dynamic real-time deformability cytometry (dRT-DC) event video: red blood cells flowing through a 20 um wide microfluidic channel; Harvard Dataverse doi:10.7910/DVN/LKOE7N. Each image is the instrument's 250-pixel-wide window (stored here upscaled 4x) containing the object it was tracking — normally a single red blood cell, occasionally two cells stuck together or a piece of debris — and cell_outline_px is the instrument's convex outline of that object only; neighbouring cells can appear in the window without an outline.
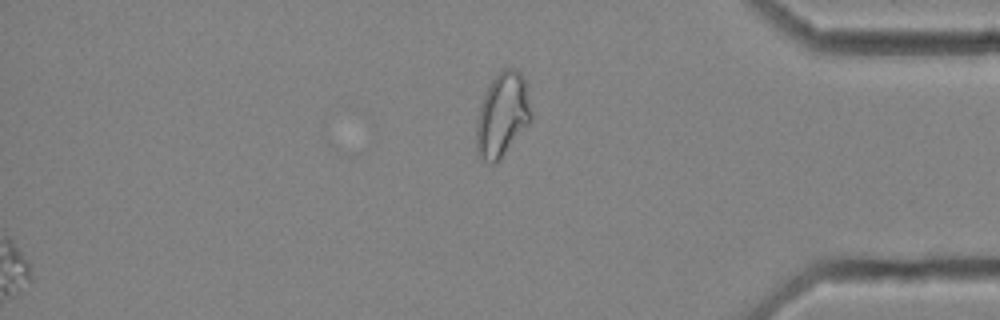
{"species": "common noctule bat (a hibernating species)", "species_latin": "Nyctalus noctula", "temperature_condition": "cold", "stored_images_in_passage": 48, "segment_of_instrument_passage": [2, 2], "camera_frame_rate_fps": 3000, "um_per_image_px": 0.085, "animal": {"sex": "female", "body_mass_g": 25.1}, "frame": {"image": 1, "passage_image": 48, "time_ms": 15.667, "image_size_px": [1000, 320], "cell_outline_px": [[532, 120], [500, 160], [496, 164], [488, 164], [476, 152], [476, 124], [480, 108], [484, 96], [492, 80], [504, 68], [516, 68], [520, 72], [524, 80], [532, 112]], "centroid_in_image_um": [42.71, 9.81], "position_along_channel_um": 392.5, "area_um2": 26.76}}